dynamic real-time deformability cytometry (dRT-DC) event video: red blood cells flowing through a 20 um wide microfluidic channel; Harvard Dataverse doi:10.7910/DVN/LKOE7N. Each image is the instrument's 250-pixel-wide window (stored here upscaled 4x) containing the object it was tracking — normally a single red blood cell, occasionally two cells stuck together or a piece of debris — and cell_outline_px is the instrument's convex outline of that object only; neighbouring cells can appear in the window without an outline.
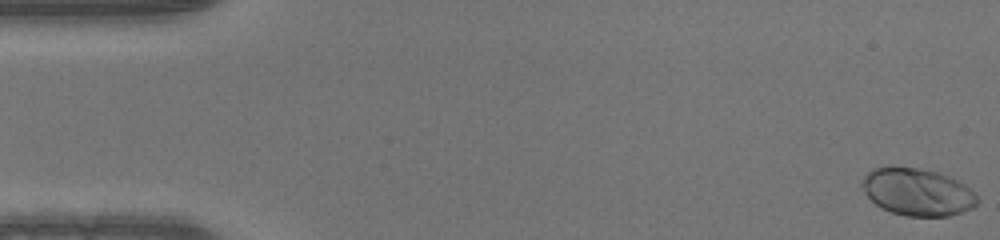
{"species": "human", "species_latin": "Homo sapiens", "temperature_condition": "warm", "stored_images_in_passage": 50, "camera_frame_rate_fps": 3000, "um_per_image_px": 0.085, "donor": {"sex": "male"}, "frame": {"image": 1, "passage_image": 1, "time_ms": 0.0, "image_size_px": [1000, 240], "cell_outline_px": [[976, 204], [972, 208], [948, 216], [904, 216], [880, 208], [860, 188], [860, 184], [864, 176], [872, 168], [920, 168], [936, 172], [948, 176], [964, 184], [976, 196]], "centroid_in_image_um": [77.93, 16.33], "position_along_channel_um": 7.1, "area_um2": 31.33}}
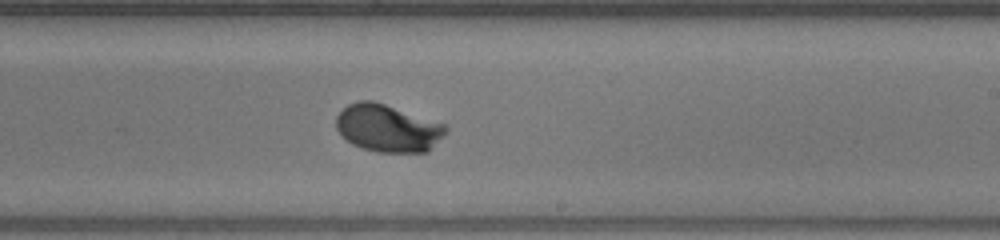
{"frame": {"image": 2, "passage_image": 30, "time_ms": 9.667, "image_size_px": [1000, 240], "cell_outline_px": [[448, 132], [428, 152], [376, 152], [352, 144], [336, 128], [336, 116], [348, 104], [360, 100], [372, 100], [444, 124], [448, 128]], "centroid_in_image_um": [32.98, 10.9], "position_along_channel_um": 256.0, "area_um2": 30.06}}
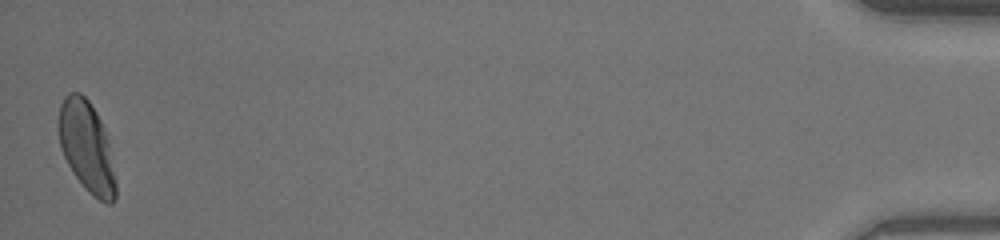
{"frame": {"image": 3, "passage_image": 50, "time_ms": 16.333, "image_size_px": [1000, 240], "cell_outline_px": [[116, 200], [112, 204], [104, 204], [88, 192], [72, 172], [60, 148], [60, 104], [64, 96], [68, 92], [80, 92], [88, 100], [96, 112], [104, 128], [108, 140], [116, 180]], "centroid_in_image_um": [7.4, 12.52], "position_along_channel_um": 427.8, "area_um2": 30.11}}